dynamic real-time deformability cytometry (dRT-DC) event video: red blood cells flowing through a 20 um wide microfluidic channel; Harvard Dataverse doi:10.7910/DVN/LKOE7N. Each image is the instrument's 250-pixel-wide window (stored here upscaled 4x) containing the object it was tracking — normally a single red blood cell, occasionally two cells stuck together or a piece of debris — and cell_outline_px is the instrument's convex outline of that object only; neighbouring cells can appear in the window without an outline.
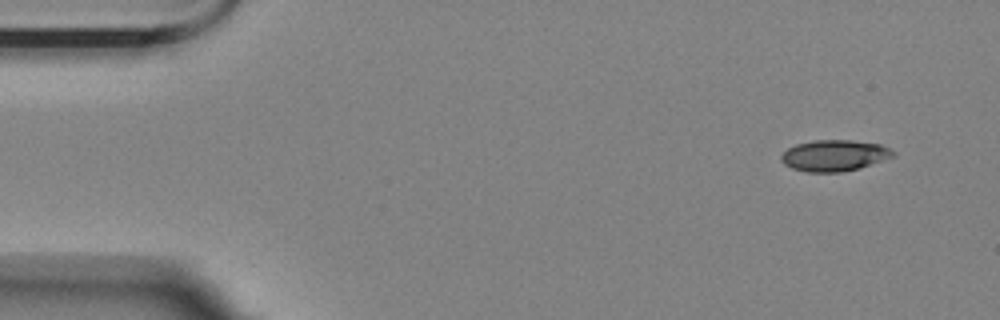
{"species": "Egyptian fruit bat (a non-hibernating species)", "species_latin": "Rousettus aegyptiacus", "temperature_condition": "room temperature", "stored_images_in_passage": 11, "camera_frame_rate_fps": 3000, "um_per_image_px": 0.085, "animal": {"sex": "female"}, "frame": {"image": 1, "passage_image": 1, "time_ms": 0.0, "image_size_px": [1000, 320], "cell_outline_px": [[896, 156], [860, 168], [840, 172], [804, 172], [792, 168], [784, 164], [780, 160], [780, 156], [788, 148], [796, 144], [812, 140], [852, 140], [880, 144], [896, 152]], "centroid_in_image_um": [70.92, 13.22], "position_along_channel_um": 14.1, "area_um2": 20.52}}
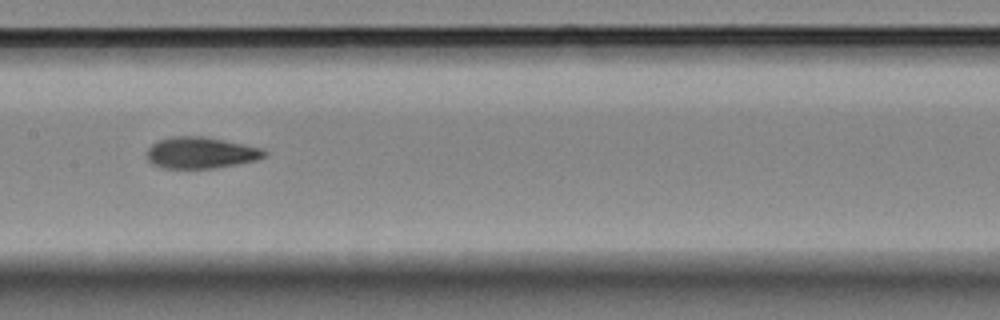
{"frame": {"image": 2, "passage_image": 7, "time_ms": 8.0, "image_size_px": [1000, 320], "cell_outline_px": [[268, 156], [256, 160], [216, 168], [164, 168], [152, 164], [148, 160], [148, 148], [152, 144], [160, 140], [172, 136], [204, 136], [224, 140], [260, 148], [268, 152]], "centroid_in_image_um": [17.08, 12.98], "position_along_channel_um": 190.3, "area_um2": 21.39}}
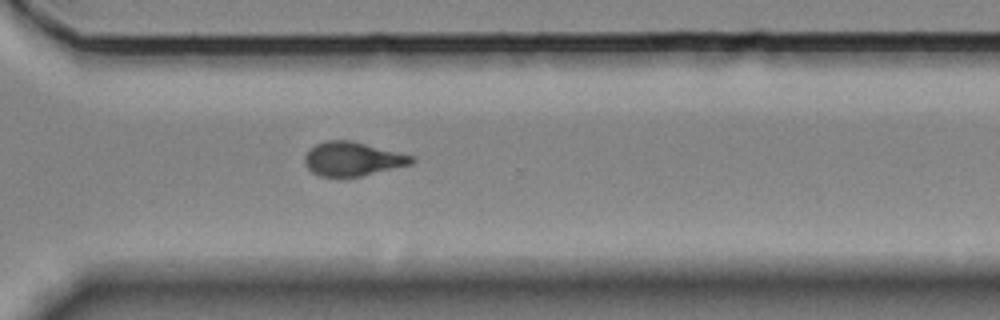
{"frame": {"image": 3, "passage_image": 11, "time_ms": 12.333, "image_size_px": [1000, 320], "cell_outline_px": [[416, 160], [412, 164], [360, 176], [320, 176], [312, 172], [304, 164], [304, 156], [316, 144], [324, 140], [352, 140], [416, 156]], "centroid_in_image_um": [30.0, 13.49], "position_along_channel_um": 340.6, "area_um2": 21.21}}